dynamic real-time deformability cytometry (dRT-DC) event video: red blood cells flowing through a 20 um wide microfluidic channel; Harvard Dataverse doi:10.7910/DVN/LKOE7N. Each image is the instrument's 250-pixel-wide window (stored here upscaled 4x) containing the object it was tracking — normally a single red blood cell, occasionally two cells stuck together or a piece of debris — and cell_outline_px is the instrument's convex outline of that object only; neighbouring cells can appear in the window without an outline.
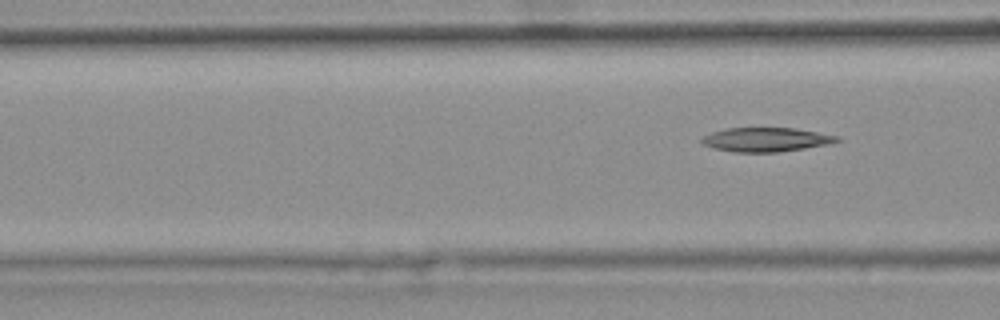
{"species": "common noctule bat (a hibernating species)", "species_latin": "Nyctalus noctula", "temperature_condition": "warm", "stored_images_in_passage": 7, "segment_of_instrument_passage": [2, 2], "camera_frame_rate_fps": 3000, "um_per_image_px": 0.085, "animal": {"sex": "female", "body_mass_g": 25.1}, "frame": {"image": 1, "passage_image": 7, "time_ms": 2.0, "image_size_px": [1000, 320], "cell_outline_px": [[840, 140], [824, 144], [804, 148], [780, 152], [732, 152], [712, 148], [704, 144], [700, 140], [704, 136], [712, 132], [728, 128], [796, 128], [840, 136]], "centroid_in_image_um": [65.08, 11.86], "position_along_channel_um": 101.5, "area_um2": 18.84}}